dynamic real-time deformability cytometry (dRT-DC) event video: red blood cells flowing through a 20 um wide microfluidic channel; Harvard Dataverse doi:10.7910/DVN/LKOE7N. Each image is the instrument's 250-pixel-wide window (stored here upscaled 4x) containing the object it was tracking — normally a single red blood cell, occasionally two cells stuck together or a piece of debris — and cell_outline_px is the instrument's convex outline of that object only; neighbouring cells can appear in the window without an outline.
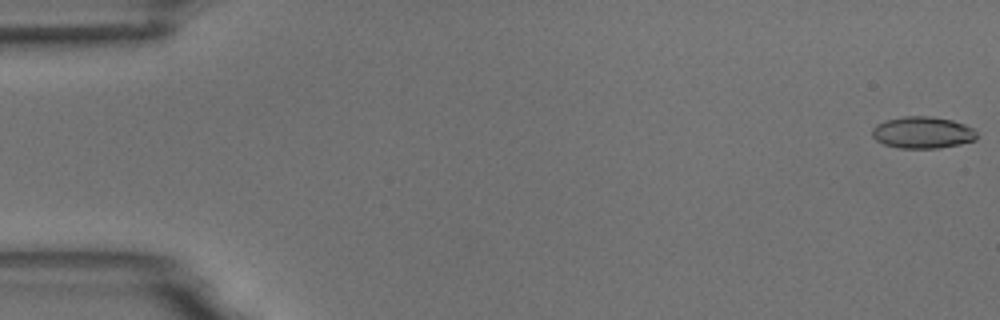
{"species": "common noctule bat (a hibernating species)", "species_latin": "Nyctalus noctula", "temperature_condition": "room temperature", "stored_images_in_passage": 9, "camera_frame_rate_fps": 3000, "um_per_image_px": 0.085, "animal": {"sex": "male", "body_mass_g": 18.8}, "frame": {"image": 1, "passage_image": 1, "time_ms": 0.0, "image_size_px": [1000, 320], "cell_outline_px": [[976, 140], [960, 144], [940, 148], [896, 148], [884, 144], [876, 140], [872, 136], [872, 128], [876, 124], [884, 120], [904, 116], [928, 116], [952, 120], [964, 124], [972, 128], [976, 132]], "centroid_in_image_um": [78.39, 11.26], "position_along_channel_um": 6.6, "area_um2": 19.48}}
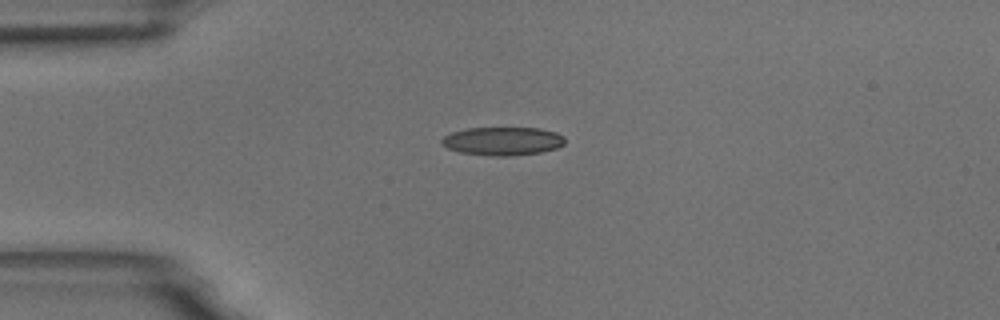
{"frame": {"image": 2, "passage_image": 4, "time_ms": 4.333, "image_size_px": [1000, 320], "cell_outline_px": [[564, 144], [556, 148], [540, 152], [508, 156], [492, 156], [460, 152], [448, 148], [440, 144], [440, 140], [444, 136], [452, 132], [468, 128], [540, 128], [556, 132], [564, 136]], "centroid_in_image_um": [42.71, 11.99], "position_along_channel_um": 42.3, "area_um2": 20.35}}
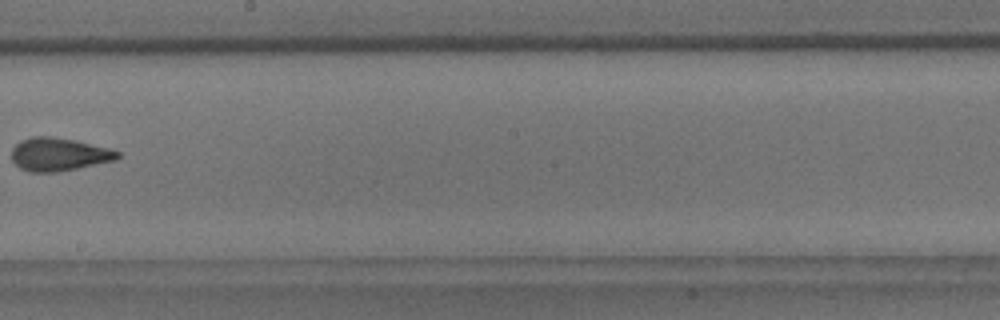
{"frame": {"image": 3, "passage_image": 9, "time_ms": 10.333, "image_size_px": [1000, 320], "cell_outline_px": [[120, 156], [116, 160], [60, 172], [28, 172], [20, 168], [12, 160], [12, 148], [20, 140], [32, 136], [52, 136], [72, 140], [108, 148], [120, 152]], "centroid_in_image_um": [4.98, 13.13], "position_along_channel_um": 243.2, "area_um2": 20.46}}